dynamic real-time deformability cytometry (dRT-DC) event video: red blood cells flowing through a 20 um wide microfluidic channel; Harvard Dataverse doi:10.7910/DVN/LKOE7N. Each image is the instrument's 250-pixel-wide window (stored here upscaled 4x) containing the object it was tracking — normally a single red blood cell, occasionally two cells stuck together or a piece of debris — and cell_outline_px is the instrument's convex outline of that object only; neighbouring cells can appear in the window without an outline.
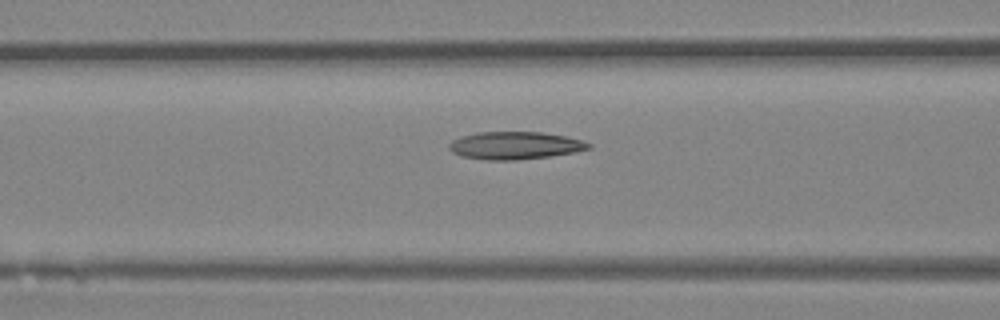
{"species": "Egyptian fruit bat (a non-hibernating species)", "species_latin": "Rousettus aegyptiacus", "temperature_condition": "room temperature", "stored_images_in_passage": 16, "camera_frame_rate_fps": 3000, "um_per_image_px": 0.085, "animal": {"sex": "female"}, "frame": {"image": 1, "passage_image": 12, "time_ms": 3.667, "image_size_px": [1000, 320], "cell_outline_px": [[592, 148], [576, 152], [552, 156], [516, 160], [484, 160], [460, 156], [452, 152], [448, 148], [448, 144], [452, 140], [460, 136], [476, 132], [540, 132], [564, 136], [580, 140], [592, 144]], "centroid_in_image_um": [43.74, 12.37], "position_along_channel_um": 122.9, "area_um2": 22.66}}